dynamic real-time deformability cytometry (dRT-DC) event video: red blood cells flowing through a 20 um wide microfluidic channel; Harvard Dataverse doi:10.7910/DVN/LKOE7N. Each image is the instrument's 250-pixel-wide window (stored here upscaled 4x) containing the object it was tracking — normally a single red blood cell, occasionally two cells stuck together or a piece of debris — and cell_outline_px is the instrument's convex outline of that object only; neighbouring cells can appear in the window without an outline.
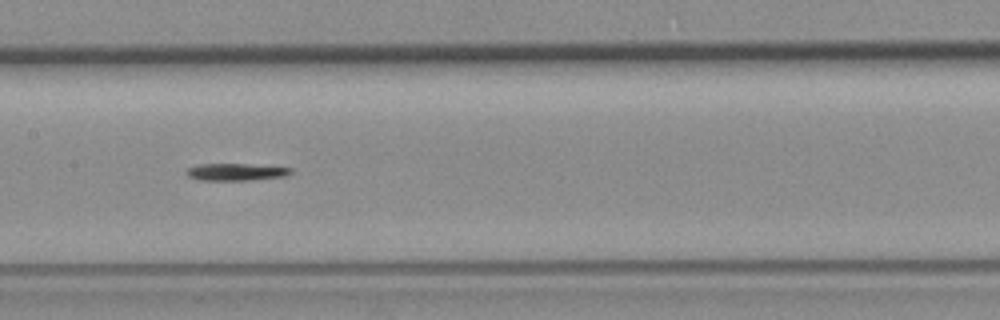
{"species": "common noctule bat (a hibernating species)", "species_latin": "Nyctalus noctula", "temperature_condition": "room temperature", "stored_images_in_passage": 15, "camera_frame_rate_fps": 3000, "um_per_image_px": 0.085, "animal": {"sex": "female", "body_mass_g": 19.3, "forearm_length_mm": 54.1}, "frame": {"image": 1, "passage_image": 8, "time_ms": 2.333, "image_size_px": [1000, 320], "cell_outline_px": [[292, 172], [284, 176], [248, 180], [200, 180], [188, 176], [184, 172], [188, 168], [196, 164], [248, 164], [292, 168]], "centroid_in_image_um": [19.99, 14.61], "position_along_channel_um": 187.4, "area_um2": 10.35}}
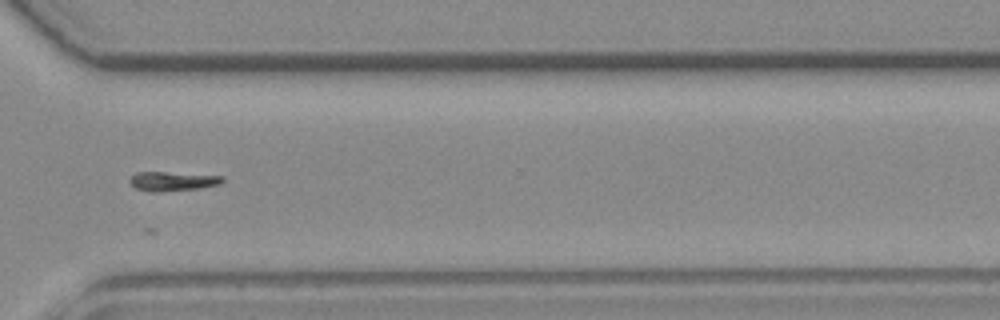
{"frame": {"image": 2, "passage_image": 12, "time_ms": 3.667, "image_size_px": [1000, 320], "cell_outline_px": [[224, 180], [220, 184], [200, 188], [160, 192], [152, 192], [136, 188], [128, 180], [136, 172], [164, 172], [224, 176]], "centroid_in_image_um": [14.67, 15.41], "position_along_channel_um": 355.9, "area_um2": 10.35}}
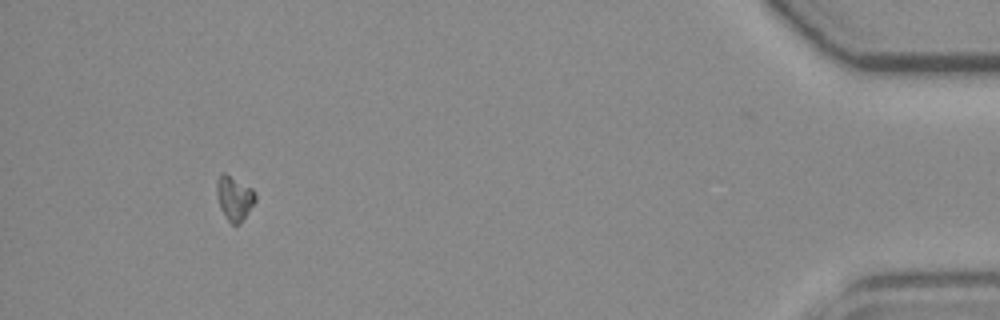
{"frame": {"image": 3, "passage_image": 15, "time_ms": 4.667, "image_size_px": [1000, 320], "cell_outline_px": [[256, 200], [240, 224], [232, 224], [228, 220], [220, 208], [216, 196], [216, 180], [224, 172], [252, 188], [256, 192]], "centroid_in_image_um": [19.91, 16.83], "position_along_channel_um": 415.3, "area_um2": 10.0}}